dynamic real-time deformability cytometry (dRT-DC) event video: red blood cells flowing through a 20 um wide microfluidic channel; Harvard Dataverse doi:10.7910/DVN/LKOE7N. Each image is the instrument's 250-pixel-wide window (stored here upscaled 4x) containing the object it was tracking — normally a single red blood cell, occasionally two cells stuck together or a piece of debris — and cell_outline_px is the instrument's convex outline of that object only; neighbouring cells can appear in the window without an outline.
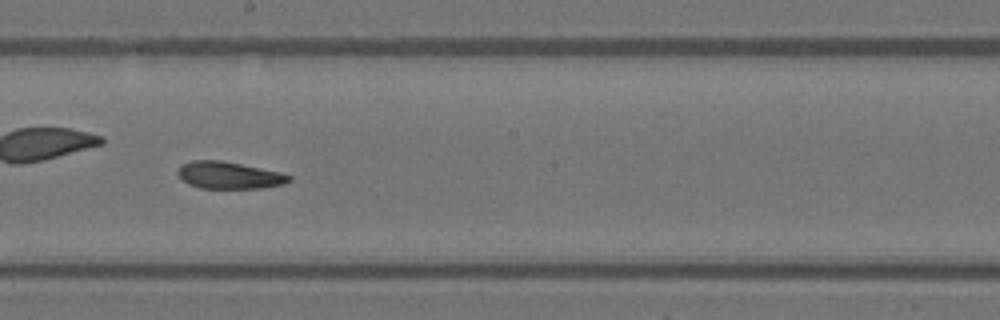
{"species": "Egyptian fruit bat (a non-hibernating species)", "species_latin": "Rousettus aegyptiacus", "temperature_condition": "warm", "stored_images_in_passage": 49, "camera_frame_rate_fps": 3000, "um_per_image_px": 0.085, "animal": {"sex": "female"}, "frame": {"image": 1, "passage_image": 28, "time_ms": 9.0, "image_size_px": [1000, 320], "cell_outline_px": [[292, 180], [284, 184], [264, 188], [200, 188], [188, 184], [176, 172], [180, 164], [192, 160], [220, 160], [280, 172], [292, 176]], "centroid_in_image_um": [19.47, 14.9], "position_along_channel_um": 228.7, "area_um2": 17.57}}